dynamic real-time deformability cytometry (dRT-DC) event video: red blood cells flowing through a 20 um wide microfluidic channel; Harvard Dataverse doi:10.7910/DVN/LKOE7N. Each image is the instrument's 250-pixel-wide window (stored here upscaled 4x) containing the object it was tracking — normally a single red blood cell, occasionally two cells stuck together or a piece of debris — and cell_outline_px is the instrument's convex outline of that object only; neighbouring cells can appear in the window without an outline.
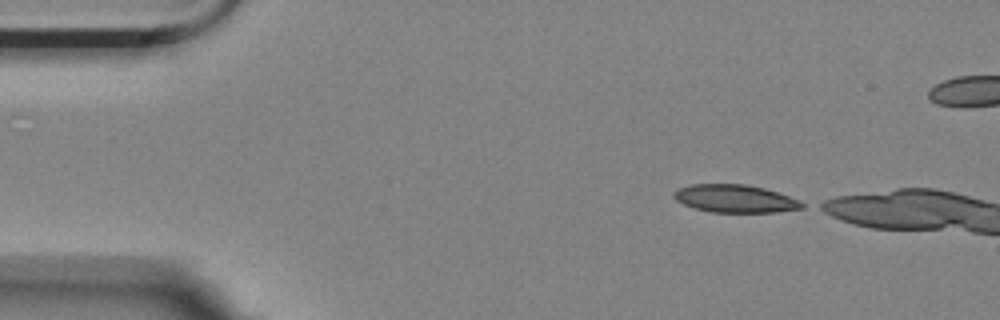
{"species": "Egyptian fruit bat (a non-hibernating species)", "species_latin": "Rousettus aegyptiacus", "temperature_condition": "room temperature", "stored_images_in_passage": 4, "camera_frame_rate_fps": 3000, "um_per_image_px": 0.085, "animal": {"sex": "female"}, "frame": {"image": 1, "passage_image": 1, "time_ms": 0.0, "image_size_px": [1000, 320], "cell_outline_px": [[808, 204], [804, 208], [776, 212], [712, 212], [696, 208], [684, 204], [676, 200], [672, 196], [672, 192], [676, 188], [692, 184], [744, 184], [764, 188], [800, 200]], "centroid_in_image_um": [62.48, 16.88], "position_along_channel_um": 22.5, "area_um2": 20.87}}